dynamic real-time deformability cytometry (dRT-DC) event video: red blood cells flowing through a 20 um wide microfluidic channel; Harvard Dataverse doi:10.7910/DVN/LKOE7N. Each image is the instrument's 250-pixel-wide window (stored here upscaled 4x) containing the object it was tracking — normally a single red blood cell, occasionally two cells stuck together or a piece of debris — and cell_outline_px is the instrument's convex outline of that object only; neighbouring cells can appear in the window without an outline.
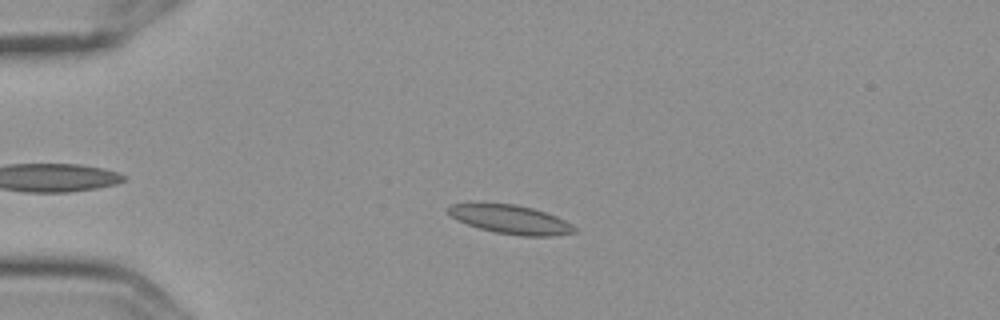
{"species": "Egyptian fruit bat (a non-hibernating species)", "species_latin": "Rousettus aegyptiacus", "temperature_condition": "cold", "stored_images_in_passage": 5, "camera_frame_rate_fps": 3000, "um_per_image_px": 0.085, "frame": {"image": 1, "passage_image": 4, "time_ms": 1.0, "image_size_px": [1000, 320], "cell_outline_px": [[576, 232], [552, 236], [520, 236], [496, 232], [480, 228], [456, 220], [448, 212], [448, 208], [452, 204], [516, 204], [532, 208], [556, 216], [572, 224], [576, 228]], "centroid_in_image_um": [43.44, 18.67], "position_along_channel_um": 41.6, "area_um2": 20.81}}